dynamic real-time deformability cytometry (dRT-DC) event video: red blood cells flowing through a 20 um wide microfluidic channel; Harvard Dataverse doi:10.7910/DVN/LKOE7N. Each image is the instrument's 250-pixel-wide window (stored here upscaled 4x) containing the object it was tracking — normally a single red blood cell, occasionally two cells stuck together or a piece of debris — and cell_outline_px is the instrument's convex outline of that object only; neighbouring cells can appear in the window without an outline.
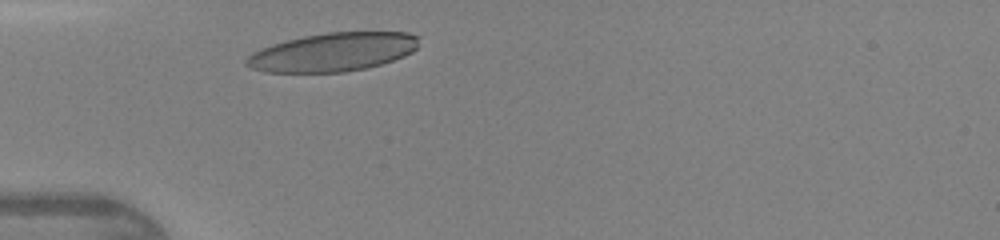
{"species": "human", "species_latin": "Homo sapiens", "temperature_condition": "warm", "stored_images_in_passage": 26, "camera_frame_rate_fps": 3000, "um_per_image_px": 0.085, "donor": {"sex": "female"}, "frame": {"image": 1, "passage_image": 3, "time_ms": 0.667, "image_size_px": [1000, 240], "cell_outline_px": [[420, 36], [416, 48], [412, 52], [404, 56], [368, 68], [344, 72], [264, 72], [252, 68], [244, 64], [244, 60], [252, 52], [260, 48], [272, 44], [304, 36], [328, 32], [408, 32]], "centroid_in_image_um": [28.29, 4.43], "position_along_channel_um": 56.7, "area_um2": 38.84}}
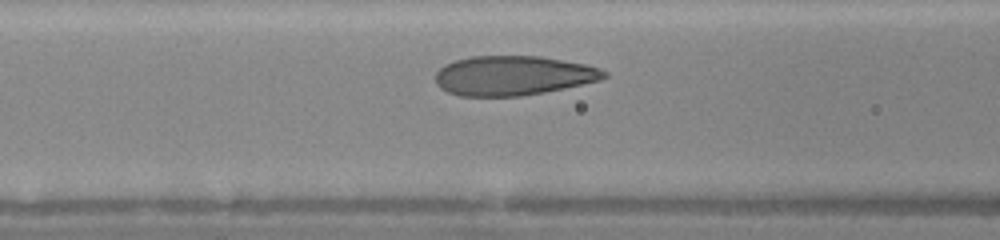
{"frame": {"image": 2, "passage_image": 8, "time_ms": 2.333, "image_size_px": [1000, 240], "cell_outline_px": [[608, 76], [600, 80], [544, 92], [520, 96], [460, 96], [448, 92], [440, 88], [436, 84], [436, 72], [444, 64], [456, 60], [472, 56], [540, 56], [584, 64], [600, 68], [608, 72]], "centroid_in_image_um": [43.6, 6.42], "position_along_channel_um": 123.0, "area_um2": 38.78}}
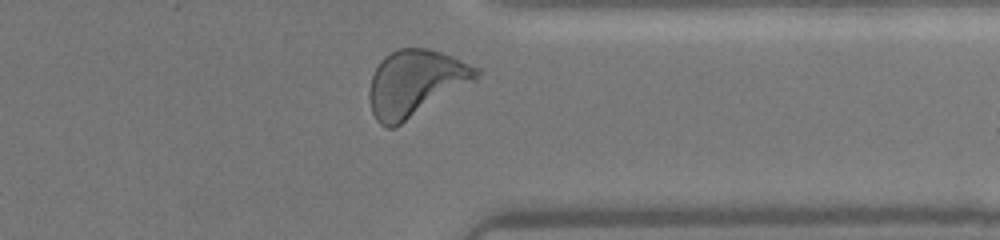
{"frame": {"image": 3, "passage_image": 25, "time_ms": 8.0, "image_size_px": [1000, 240], "cell_outline_px": [[484, 72], [476, 80], [400, 124], [392, 128], [388, 128], [380, 124], [376, 120], [372, 112], [368, 96], [368, 88], [372, 76], [380, 60], [384, 56], [396, 48], [428, 48], [452, 56], [480, 68]], "centroid_in_image_um": [35.3, 7.04], "position_along_channel_um": 376.1, "area_um2": 41.38}}